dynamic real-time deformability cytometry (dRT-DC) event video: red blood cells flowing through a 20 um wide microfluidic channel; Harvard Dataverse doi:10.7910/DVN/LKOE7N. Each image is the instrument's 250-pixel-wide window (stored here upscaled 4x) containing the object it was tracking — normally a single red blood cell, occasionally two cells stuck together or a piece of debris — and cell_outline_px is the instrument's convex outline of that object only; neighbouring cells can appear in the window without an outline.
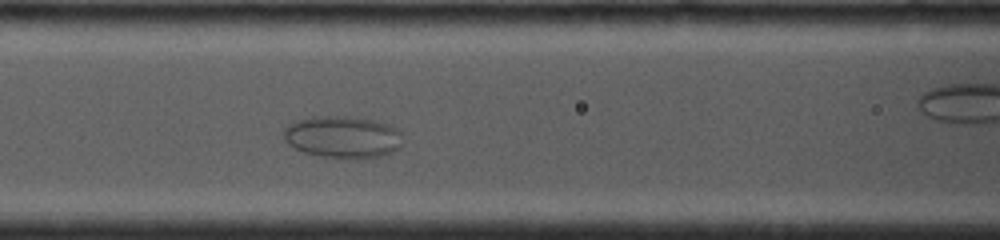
{"species": "common noctule bat (a hibernating species)", "species_latin": "Nyctalus noctula", "temperature_condition": "cold", "stored_images_in_passage": 7, "camera_frame_rate_fps": 4000, "um_per_image_px": 0.085, "animal": {"sex": "female", "body_mass_g": 19.0, "forearm_length_mm": 53.3}, "frame": {"image": 1, "passage_image": 6, "time_ms": 4.25, "image_size_px": [1000, 240], "cell_outline_px": [[400, 148], [392, 152], [380, 156], [348, 160], [324, 156], [304, 152], [288, 144], [284, 140], [284, 128], [288, 124], [296, 120], [312, 116], [348, 116], [372, 120], [388, 124], [396, 128], [400, 132]], "centroid_in_image_um": [29.11, 11.65], "position_along_channel_um": 137.5, "area_um2": 29.3}}